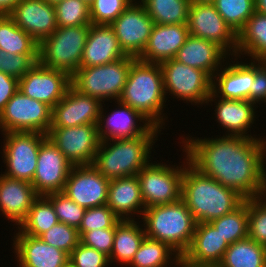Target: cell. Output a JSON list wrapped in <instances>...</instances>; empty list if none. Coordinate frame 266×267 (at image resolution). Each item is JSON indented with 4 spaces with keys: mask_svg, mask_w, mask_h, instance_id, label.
Here are the masks:
<instances>
[{
    "mask_svg": "<svg viewBox=\"0 0 266 267\" xmlns=\"http://www.w3.org/2000/svg\"><path fill=\"white\" fill-rule=\"evenodd\" d=\"M256 11L266 15V0H255Z\"/></svg>",
    "mask_w": 266,
    "mask_h": 267,
    "instance_id": "816d5d0a",
    "label": "cell"
},
{
    "mask_svg": "<svg viewBox=\"0 0 266 267\" xmlns=\"http://www.w3.org/2000/svg\"><path fill=\"white\" fill-rule=\"evenodd\" d=\"M135 220H120L115 226L113 249L108 257L110 264L128 266L146 237L143 224Z\"/></svg>",
    "mask_w": 266,
    "mask_h": 267,
    "instance_id": "f546056e",
    "label": "cell"
},
{
    "mask_svg": "<svg viewBox=\"0 0 266 267\" xmlns=\"http://www.w3.org/2000/svg\"><path fill=\"white\" fill-rule=\"evenodd\" d=\"M141 222L146 237L165 242L180 257L189 248L197 225L181 199L172 204L145 208Z\"/></svg>",
    "mask_w": 266,
    "mask_h": 267,
    "instance_id": "5b68a950",
    "label": "cell"
},
{
    "mask_svg": "<svg viewBox=\"0 0 266 267\" xmlns=\"http://www.w3.org/2000/svg\"><path fill=\"white\" fill-rule=\"evenodd\" d=\"M212 3L237 35L256 11L255 0H214Z\"/></svg>",
    "mask_w": 266,
    "mask_h": 267,
    "instance_id": "74e56055",
    "label": "cell"
},
{
    "mask_svg": "<svg viewBox=\"0 0 266 267\" xmlns=\"http://www.w3.org/2000/svg\"><path fill=\"white\" fill-rule=\"evenodd\" d=\"M178 267H187V266H185L184 264L180 263V264H178Z\"/></svg>",
    "mask_w": 266,
    "mask_h": 267,
    "instance_id": "680465c9",
    "label": "cell"
},
{
    "mask_svg": "<svg viewBox=\"0 0 266 267\" xmlns=\"http://www.w3.org/2000/svg\"><path fill=\"white\" fill-rule=\"evenodd\" d=\"M71 86V76L62 70L50 69L37 62L22 78L19 89L32 99L53 108Z\"/></svg>",
    "mask_w": 266,
    "mask_h": 267,
    "instance_id": "e0dca14e",
    "label": "cell"
},
{
    "mask_svg": "<svg viewBox=\"0 0 266 267\" xmlns=\"http://www.w3.org/2000/svg\"><path fill=\"white\" fill-rule=\"evenodd\" d=\"M180 258L165 242L145 237L128 267H178Z\"/></svg>",
    "mask_w": 266,
    "mask_h": 267,
    "instance_id": "d6a6232c",
    "label": "cell"
},
{
    "mask_svg": "<svg viewBox=\"0 0 266 267\" xmlns=\"http://www.w3.org/2000/svg\"><path fill=\"white\" fill-rule=\"evenodd\" d=\"M20 0H0V15H9Z\"/></svg>",
    "mask_w": 266,
    "mask_h": 267,
    "instance_id": "f907efd6",
    "label": "cell"
},
{
    "mask_svg": "<svg viewBox=\"0 0 266 267\" xmlns=\"http://www.w3.org/2000/svg\"><path fill=\"white\" fill-rule=\"evenodd\" d=\"M137 58L126 56L112 63L79 67L71 76V85L80 93L104 102L118 101L127 82L131 64Z\"/></svg>",
    "mask_w": 266,
    "mask_h": 267,
    "instance_id": "8992f818",
    "label": "cell"
},
{
    "mask_svg": "<svg viewBox=\"0 0 266 267\" xmlns=\"http://www.w3.org/2000/svg\"><path fill=\"white\" fill-rule=\"evenodd\" d=\"M227 241L233 244L248 237V199L234 211L210 222Z\"/></svg>",
    "mask_w": 266,
    "mask_h": 267,
    "instance_id": "8d00e7d4",
    "label": "cell"
},
{
    "mask_svg": "<svg viewBox=\"0 0 266 267\" xmlns=\"http://www.w3.org/2000/svg\"><path fill=\"white\" fill-rule=\"evenodd\" d=\"M155 24H187L189 0H138Z\"/></svg>",
    "mask_w": 266,
    "mask_h": 267,
    "instance_id": "836d02e7",
    "label": "cell"
},
{
    "mask_svg": "<svg viewBox=\"0 0 266 267\" xmlns=\"http://www.w3.org/2000/svg\"><path fill=\"white\" fill-rule=\"evenodd\" d=\"M189 137L182 138L180 144L194 168L245 199L261 197L266 182L265 136Z\"/></svg>",
    "mask_w": 266,
    "mask_h": 267,
    "instance_id": "6da1fadb",
    "label": "cell"
},
{
    "mask_svg": "<svg viewBox=\"0 0 266 267\" xmlns=\"http://www.w3.org/2000/svg\"><path fill=\"white\" fill-rule=\"evenodd\" d=\"M109 182L92 165H73L62 192L86 209L99 207L107 204Z\"/></svg>",
    "mask_w": 266,
    "mask_h": 267,
    "instance_id": "2e32d148",
    "label": "cell"
},
{
    "mask_svg": "<svg viewBox=\"0 0 266 267\" xmlns=\"http://www.w3.org/2000/svg\"><path fill=\"white\" fill-rule=\"evenodd\" d=\"M163 75L165 96L187 102V105L206 106L212 92V78L203 70L168 59L159 63ZM189 102V103H188Z\"/></svg>",
    "mask_w": 266,
    "mask_h": 267,
    "instance_id": "ba28073f",
    "label": "cell"
},
{
    "mask_svg": "<svg viewBox=\"0 0 266 267\" xmlns=\"http://www.w3.org/2000/svg\"><path fill=\"white\" fill-rule=\"evenodd\" d=\"M184 156L182 165L151 161L137 174L145 208L172 204L181 199L182 176L189 161L187 155Z\"/></svg>",
    "mask_w": 266,
    "mask_h": 267,
    "instance_id": "9c48e42d",
    "label": "cell"
},
{
    "mask_svg": "<svg viewBox=\"0 0 266 267\" xmlns=\"http://www.w3.org/2000/svg\"><path fill=\"white\" fill-rule=\"evenodd\" d=\"M126 56L110 25H90L80 67L112 63Z\"/></svg>",
    "mask_w": 266,
    "mask_h": 267,
    "instance_id": "f1b7e54d",
    "label": "cell"
},
{
    "mask_svg": "<svg viewBox=\"0 0 266 267\" xmlns=\"http://www.w3.org/2000/svg\"><path fill=\"white\" fill-rule=\"evenodd\" d=\"M15 234L12 248L18 267H62L69 261L66 252L47 244L40 237Z\"/></svg>",
    "mask_w": 266,
    "mask_h": 267,
    "instance_id": "cb8c5ba5",
    "label": "cell"
},
{
    "mask_svg": "<svg viewBox=\"0 0 266 267\" xmlns=\"http://www.w3.org/2000/svg\"><path fill=\"white\" fill-rule=\"evenodd\" d=\"M40 238L47 244L63 250L68 255L80 242L78 229L61 222L44 232Z\"/></svg>",
    "mask_w": 266,
    "mask_h": 267,
    "instance_id": "b9f144b4",
    "label": "cell"
},
{
    "mask_svg": "<svg viewBox=\"0 0 266 267\" xmlns=\"http://www.w3.org/2000/svg\"><path fill=\"white\" fill-rule=\"evenodd\" d=\"M233 59L217 43L189 35L178 50L175 60L205 71L211 78L223 66L224 61Z\"/></svg>",
    "mask_w": 266,
    "mask_h": 267,
    "instance_id": "4316f807",
    "label": "cell"
},
{
    "mask_svg": "<svg viewBox=\"0 0 266 267\" xmlns=\"http://www.w3.org/2000/svg\"><path fill=\"white\" fill-rule=\"evenodd\" d=\"M120 219L107 206L87 208L78 228L79 236L94 229L115 228Z\"/></svg>",
    "mask_w": 266,
    "mask_h": 267,
    "instance_id": "ee69618b",
    "label": "cell"
},
{
    "mask_svg": "<svg viewBox=\"0 0 266 267\" xmlns=\"http://www.w3.org/2000/svg\"><path fill=\"white\" fill-rule=\"evenodd\" d=\"M90 25L58 27L38 47V62L72 76L80 67Z\"/></svg>",
    "mask_w": 266,
    "mask_h": 267,
    "instance_id": "52a82bcc",
    "label": "cell"
},
{
    "mask_svg": "<svg viewBox=\"0 0 266 267\" xmlns=\"http://www.w3.org/2000/svg\"><path fill=\"white\" fill-rule=\"evenodd\" d=\"M45 197L52 203L59 222L79 228L86 211L85 207L79 206L63 192L52 193Z\"/></svg>",
    "mask_w": 266,
    "mask_h": 267,
    "instance_id": "ab89813d",
    "label": "cell"
},
{
    "mask_svg": "<svg viewBox=\"0 0 266 267\" xmlns=\"http://www.w3.org/2000/svg\"><path fill=\"white\" fill-rule=\"evenodd\" d=\"M250 102L257 108L266 104V62L254 60V81L250 86ZM259 104V106H258Z\"/></svg>",
    "mask_w": 266,
    "mask_h": 267,
    "instance_id": "c3c4849f",
    "label": "cell"
},
{
    "mask_svg": "<svg viewBox=\"0 0 266 267\" xmlns=\"http://www.w3.org/2000/svg\"><path fill=\"white\" fill-rule=\"evenodd\" d=\"M248 237L266 246V201L262 197L248 199Z\"/></svg>",
    "mask_w": 266,
    "mask_h": 267,
    "instance_id": "7bdbcfd3",
    "label": "cell"
},
{
    "mask_svg": "<svg viewBox=\"0 0 266 267\" xmlns=\"http://www.w3.org/2000/svg\"><path fill=\"white\" fill-rule=\"evenodd\" d=\"M116 102V105L118 104L117 108L112 110L111 113L109 112L107 115L106 112L108 111L101 105L97 123L100 141L144 136L149 134L155 128V126L140 112L121 103L119 100Z\"/></svg>",
    "mask_w": 266,
    "mask_h": 267,
    "instance_id": "ac0fdd59",
    "label": "cell"
},
{
    "mask_svg": "<svg viewBox=\"0 0 266 267\" xmlns=\"http://www.w3.org/2000/svg\"><path fill=\"white\" fill-rule=\"evenodd\" d=\"M188 36L187 24H154L147 45L137 59L146 63H161L173 59Z\"/></svg>",
    "mask_w": 266,
    "mask_h": 267,
    "instance_id": "484cf974",
    "label": "cell"
},
{
    "mask_svg": "<svg viewBox=\"0 0 266 267\" xmlns=\"http://www.w3.org/2000/svg\"><path fill=\"white\" fill-rule=\"evenodd\" d=\"M38 54H12L0 48V72L22 78L36 63Z\"/></svg>",
    "mask_w": 266,
    "mask_h": 267,
    "instance_id": "f6af8a7d",
    "label": "cell"
},
{
    "mask_svg": "<svg viewBox=\"0 0 266 267\" xmlns=\"http://www.w3.org/2000/svg\"><path fill=\"white\" fill-rule=\"evenodd\" d=\"M83 1H85L88 5H90L93 2V0H83Z\"/></svg>",
    "mask_w": 266,
    "mask_h": 267,
    "instance_id": "6f0895ef",
    "label": "cell"
},
{
    "mask_svg": "<svg viewBox=\"0 0 266 267\" xmlns=\"http://www.w3.org/2000/svg\"><path fill=\"white\" fill-rule=\"evenodd\" d=\"M47 137L73 165H92L100 144L97 124L50 127Z\"/></svg>",
    "mask_w": 266,
    "mask_h": 267,
    "instance_id": "7c38bea8",
    "label": "cell"
},
{
    "mask_svg": "<svg viewBox=\"0 0 266 267\" xmlns=\"http://www.w3.org/2000/svg\"><path fill=\"white\" fill-rule=\"evenodd\" d=\"M167 100L159 63H146L136 59L131 64L119 101L140 112L155 127L164 130L168 119L167 114L163 113Z\"/></svg>",
    "mask_w": 266,
    "mask_h": 267,
    "instance_id": "3957f363",
    "label": "cell"
},
{
    "mask_svg": "<svg viewBox=\"0 0 266 267\" xmlns=\"http://www.w3.org/2000/svg\"><path fill=\"white\" fill-rule=\"evenodd\" d=\"M62 267H74L71 263H70V261H68L64 266H62Z\"/></svg>",
    "mask_w": 266,
    "mask_h": 267,
    "instance_id": "9f6ffc18",
    "label": "cell"
},
{
    "mask_svg": "<svg viewBox=\"0 0 266 267\" xmlns=\"http://www.w3.org/2000/svg\"><path fill=\"white\" fill-rule=\"evenodd\" d=\"M233 58L230 63L226 61L213 76L212 92L222 99L250 101V86L254 81V60L245 63L241 60L238 62V56Z\"/></svg>",
    "mask_w": 266,
    "mask_h": 267,
    "instance_id": "603a6c76",
    "label": "cell"
},
{
    "mask_svg": "<svg viewBox=\"0 0 266 267\" xmlns=\"http://www.w3.org/2000/svg\"><path fill=\"white\" fill-rule=\"evenodd\" d=\"M154 24L144 6L134 0L110 26L123 52L138 58L147 45Z\"/></svg>",
    "mask_w": 266,
    "mask_h": 267,
    "instance_id": "9a60e30c",
    "label": "cell"
},
{
    "mask_svg": "<svg viewBox=\"0 0 266 267\" xmlns=\"http://www.w3.org/2000/svg\"><path fill=\"white\" fill-rule=\"evenodd\" d=\"M187 25L189 35L217 43L231 57L236 56L237 34L217 12L213 3H191Z\"/></svg>",
    "mask_w": 266,
    "mask_h": 267,
    "instance_id": "4fadbf2b",
    "label": "cell"
},
{
    "mask_svg": "<svg viewBox=\"0 0 266 267\" xmlns=\"http://www.w3.org/2000/svg\"><path fill=\"white\" fill-rule=\"evenodd\" d=\"M38 43L9 15H0V48L12 54H38Z\"/></svg>",
    "mask_w": 266,
    "mask_h": 267,
    "instance_id": "e575fe53",
    "label": "cell"
},
{
    "mask_svg": "<svg viewBox=\"0 0 266 267\" xmlns=\"http://www.w3.org/2000/svg\"><path fill=\"white\" fill-rule=\"evenodd\" d=\"M51 114L50 106L25 96L18 89L0 113L1 133L39 132L47 135L51 126Z\"/></svg>",
    "mask_w": 266,
    "mask_h": 267,
    "instance_id": "30bf717a",
    "label": "cell"
},
{
    "mask_svg": "<svg viewBox=\"0 0 266 267\" xmlns=\"http://www.w3.org/2000/svg\"><path fill=\"white\" fill-rule=\"evenodd\" d=\"M1 152L6 165L4 175L32 183L37 168L38 152L47 135L39 132H7Z\"/></svg>",
    "mask_w": 266,
    "mask_h": 267,
    "instance_id": "8fae6325",
    "label": "cell"
},
{
    "mask_svg": "<svg viewBox=\"0 0 266 267\" xmlns=\"http://www.w3.org/2000/svg\"><path fill=\"white\" fill-rule=\"evenodd\" d=\"M73 164L47 137L40 145L32 180L38 196L62 192Z\"/></svg>",
    "mask_w": 266,
    "mask_h": 267,
    "instance_id": "5bb4252c",
    "label": "cell"
},
{
    "mask_svg": "<svg viewBox=\"0 0 266 267\" xmlns=\"http://www.w3.org/2000/svg\"><path fill=\"white\" fill-rule=\"evenodd\" d=\"M134 0H93L90 19L94 25H111Z\"/></svg>",
    "mask_w": 266,
    "mask_h": 267,
    "instance_id": "60d3db41",
    "label": "cell"
},
{
    "mask_svg": "<svg viewBox=\"0 0 266 267\" xmlns=\"http://www.w3.org/2000/svg\"><path fill=\"white\" fill-rule=\"evenodd\" d=\"M9 16L38 45L58 28L55 7L44 0H20Z\"/></svg>",
    "mask_w": 266,
    "mask_h": 267,
    "instance_id": "44dd1931",
    "label": "cell"
},
{
    "mask_svg": "<svg viewBox=\"0 0 266 267\" xmlns=\"http://www.w3.org/2000/svg\"><path fill=\"white\" fill-rule=\"evenodd\" d=\"M19 89V79L0 72V113Z\"/></svg>",
    "mask_w": 266,
    "mask_h": 267,
    "instance_id": "681fc988",
    "label": "cell"
},
{
    "mask_svg": "<svg viewBox=\"0 0 266 267\" xmlns=\"http://www.w3.org/2000/svg\"><path fill=\"white\" fill-rule=\"evenodd\" d=\"M37 198L30 182L0 174V215L13 225L20 226Z\"/></svg>",
    "mask_w": 266,
    "mask_h": 267,
    "instance_id": "d4e9b609",
    "label": "cell"
},
{
    "mask_svg": "<svg viewBox=\"0 0 266 267\" xmlns=\"http://www.w3.org/2000/svg\"><path fill=\"white\" fill-rule=\"evenodd\" d=\"M211 92V95L206 101L208 106L209 102H215V120L225 130V134L230 136H244L247 138H258L257 135L253 136L248 134L251 132L252 125L256 114V105L249 100H236V99H222ZM217 101V102H216ZM257 116V117H256ZM250 130V131H248ZM248 131V132H247Z\"/></svg>",
    "mask_w": 266,
    "mask_h": 267,
    "instance_id": "7402d4cb",
    "label": "cell"
},
{
    "mask_svg": "<svg viewBox=\"0 0 266 267\" xmlns=\"http://www.w3.org/2000/svg\"><path fill=\"white\" fill-rule=\"evenodd\" d=\"M115 228L94 229L83 232L79 238L80 243L103 252L108 257L113 249Z\"/></svg>",
    "mask_w": 266,
    "mask_h": 267,
    "instance_id": "7dc6e473",
    "label": "cell"
},
{
    "mask_svg": "<svg viewBox=\"0 0 266 267\" xmlns=\"http://www.w3.org/2000/svg\"><path fill=\"white\" fill-rule=\"evenodd\" d=\"M261 197L266 201V182L264 183L263 193H262Z\"/></svg>",
    "mask_w": 266,
    "mask_h": 267,
    "instance_id": "db71d44e",
    "label": "cell"
},
{
    "mask_svg": "<svg viewBox=\"0 0 266 267\" xmlns=\"http://www.w3.org/2000/svg\"><path fill=\"white\" fill-rule=\"evenodd\" d=\"M161 131L155 127L144 136L100 141L92 166L110 180L137 175L153 161L151 150Z\"/></svg>",
    "mask_w": 266,
    "mask_h": 267,
    "instance_id": "277c9868",
    "label": "cell"
},
{
    "mask_svg": "<svg viewBox=\"0 0 266 267\" xmlns=\"http://www.w3.org/2000/svg\"><path fill=\"white\" fill-rule=\"evenodd\" d=\"M217 267H266V246L247 237L230 244Z\"/></svg>",
    "mask_w": 266,
    "mask_h": 267,
    "instance_id": "1f68e13d",
    "label": "cell"
},
{
    "mask_svg": "<svg viewBox=\"0 0 266 267\" xmlns=\"http://www.w3.org/2000/svg\"><path fill=\"white\" fill-rule=\"evenodd\" d=\"M228 247L211 223H197L191 244L180 258L181 263L187 267H217Z\"/></svg>",
    "mask_w": 266,
    "mask_h": 267,
    "instance_id": "ffe728a7",
    "label": "cell"
},
{
    "mask_svg": "<svg viewBox=\"0 0 266 267\" xmlns=\"http://www.w3.org/2000/svg\"><path fill=\"white\" fill-rule=\"evenodd\" d=\"M191 3H212L214 0H189Z\"/></svg>",
    "mask_w": 266,
    "mask_h": 267,
    "instance_id": "f5cc1de1",
    "label": "cell"
},
{
    "mask_svg": "<svg viewBox=\"0 0 266 267\" xmlns=\"http://www.w3.org/2000/svg\"><path fill=\"white\" fill-rule=\"evenodd\" d=\"M69 261L74 267H109L110 264L103 252L80 242L69 255Z\"/></svg>",
    "mask_w": 266,
    "mask_h": 267,
    "instance_id": "bcb514c9",
    "label": "cell"
},
{
    "mask_svg": "<svg viewBox=\"0 0 266 267\" xmlns=\"http://www.w3.org/2000/svg\"><path fill=\"white\" fill-rule=\"evenodd\" d=\"M58 27L91 25L90 5L83 0H62L54 5Z\"/></svg>",
    "mask_w": 266,
    "mask_h": 267,
    "instance_id": "f35d334b",
    "label": "cell"
},
{
    "mask_svg": "<svg viewBox=\"0 0 266 267\" xmlns=\"http://www.w3.org/2000/svg\"><path fill=\"white\" fill-rule=\"evenodd\" d=\"M106 205L120 220L141 219L145 205L137 175L111 179Z\"/></svg>",
    "mask_w": 266,
    "mask_h": 267,
    "instance_id": "83f0119b",
    "label": "cell"
},
{
    "mask_svg": "<svg viewBox=\"0 0 266 267\" xmlns=\"http://www.w3.org/2000/svg\"><path fill=\"white\" fill-rule=\"evenodd\" d=\"M241 55L266 61V15L255 11L238 33L236 56L241 59Z\"/></svg>",
    "mask_w": 266,
    "mask_h": 267,
    "instance_id": "4dcf8cb0",
    "label": "cell"
},
{
    "mask_svg": "<svg viewBox=\"0 0 266 267\" xmlns=\"http://www.w3.org/2000/svg\"><path fill=\"white\" fill-rule=\"evenodd\" d=\"M102 104L98 98L84 95L71 85L52 108L50 127L97 124Z\"/></svg>",
    "mask_w": 266,
    "mask_h": 267,
    "instance_id": "d6986e66",
    "label": "cell"
},
{
    "mask_svg": "<svg viewBox=\"0 0 266 267\" xmlns=\"http://www.w3.org/2000/svg\"><path fill=\"white\" fill-rule=\"evenodd\" d=\"M44 1H46V2H48V3H50V4L55 5L56 3H58V2H60V1H62V0H44Z\"/></svg>",
    "mask_w": 266,
    "mask_h": 267,
    "instance_id": "11a10c76",
    "label": "cell"
},
{
    "mask_svg": "<svg viewBox=\"0 0 266 267\" xmlns=\"http://www.w3.org/2000/svg\"><path fill=\"white\" fill-rule=\"evenodd\" d=\"M181 200L197 223H210L234 211L245 198L234 189L200 173L188 161L182 176Z\"/></svg>",
    "mask_w": 266,
    "mask_h": 267,
    "instance_id": "7a4b0ae2",
    "label": "cell"
},
{
    "mask_svg": "<svg viewBox=\"0 0 266 267\" xmlns=\"http://www.w3.org/2000/svg\"><path fill=\"white\" fill-rule=\"evenodd\" d=\"M58 222L52 203L45 196H38L16 232L40 237Z\"/></svg>",
    "mask_w": 266,
    "mask_h": 267,
    "instance_id": "d590c367",
    "label": "cell"
}]
</instances>
